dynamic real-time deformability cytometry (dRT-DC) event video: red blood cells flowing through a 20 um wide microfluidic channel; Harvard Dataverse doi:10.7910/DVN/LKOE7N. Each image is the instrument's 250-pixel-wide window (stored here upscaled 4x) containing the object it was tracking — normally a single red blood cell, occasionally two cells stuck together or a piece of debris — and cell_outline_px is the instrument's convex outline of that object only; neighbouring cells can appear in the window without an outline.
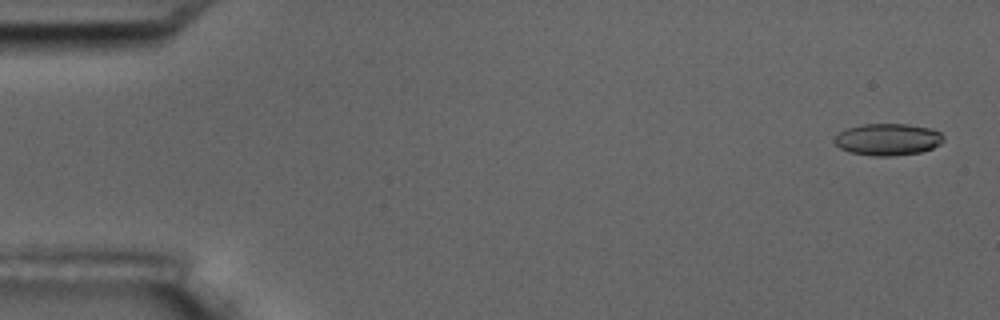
{"species": "common noctule bat (a hibernating species)", "species_latin": "Nyctalus noctula", "temperature_condition": "room temperature", "stored_images_in_passage": 6, "camera_frame_rate_fps": 3000, "um_per_image_px": 0.085, "animal": {"sex": "male", "body_mass_g": 17.5, "forearm_length_mm": 52.3}, "frame": {"image": 1, "passage_image": 1, "time_ms": 0.0, "image_size_px": [1000, 320], "cell_outline_px": [[944, 140], [940, 144], [932, 148], [920, 152], [892, 156], [872, 156], [848, 152], [840, 148], [836, 144], [836, 136], [840, 132], [848, 128], [864, 124], [908, 124], [932, 128], [940, 132], [944, 136]], "centroid_in_image_um": [75.5, 11.85], "position_along_channel_um": 9.5, "area_um2": 20.23}}
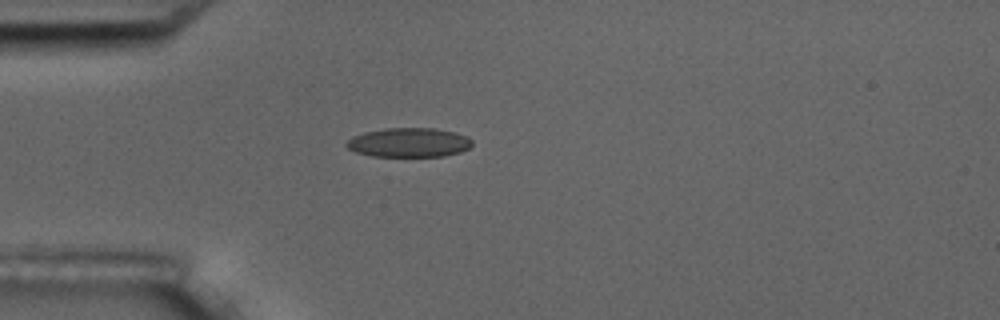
{"frame": {"image": 2, "passage_image": 5, "time_ms": 4.667, "image_size_px": [1000, 320], "cell_outline_px": [[472, 144], [468, 148], [460, 152], [444, 156], [372, 156], [356, 152], [348, 148], [344, 144], [352, 136], [364, 132], [384, 128], [432, 128], [452, 132], [468, 136], [472, 140]], "centroid_in_image_um": [34.73, 12.11], "position_along_channel_um": 50.3, "area_um2": 21.39}}